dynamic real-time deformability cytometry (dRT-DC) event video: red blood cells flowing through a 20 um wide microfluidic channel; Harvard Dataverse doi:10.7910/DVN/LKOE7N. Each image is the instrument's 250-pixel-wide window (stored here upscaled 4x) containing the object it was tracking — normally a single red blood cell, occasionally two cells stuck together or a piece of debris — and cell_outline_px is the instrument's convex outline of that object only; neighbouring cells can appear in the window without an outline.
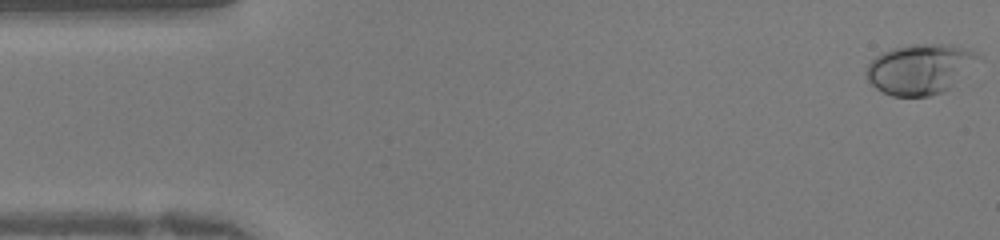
{"species": "human", "species_latin": "Homo sapiens", "temperature_condition": "warm", "stored_images_in_passage": 42, "camera_frame_rate_fps": 3000, "um_per_image_px": 0.085, "donor": {"sex": "female"}, "frame": {"image": 1, "passage_image": 1, "time_ms": 0.0, "image_size_px": [1000, 240], "cell_outline_px": [[980, 56], [944, 92], [928, 96], [892, 96], [876, 88], [868, 80], [864, 72], [868, 64], [876, 56], [892, 48], [908, 44], [948, 44], [976, 52]], "centroid_in_image_um": [78.11, 5.86], "position_along_channel_um": 6.9, "area_um2": 32.02}}
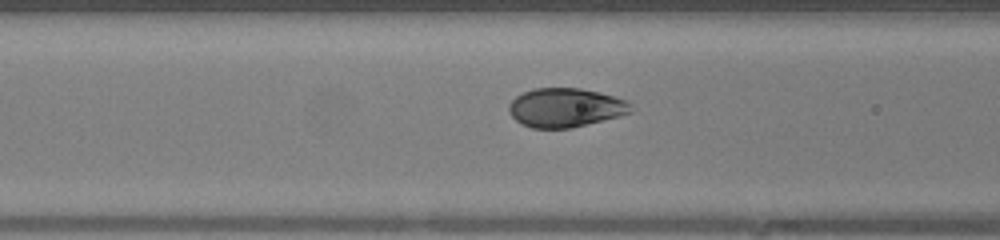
{"frame": {"image": 2, "passage_image": 16, "time_ms": 5.0, "image_size_px": [1000, 240], "cell_outline_px": [[632, 112], [620, 116], [572, 128], [532, 128], [520, 124], [508, 112], [508, 104], [516, 96], [524, 92], [536, 88], [580, 88], [600, 92], [628, 100], [632, 104]], "centroid_in_image_um": [48.08, 9.15], "position_along_channel_um": 118.5, "area_um2": 27.98}}
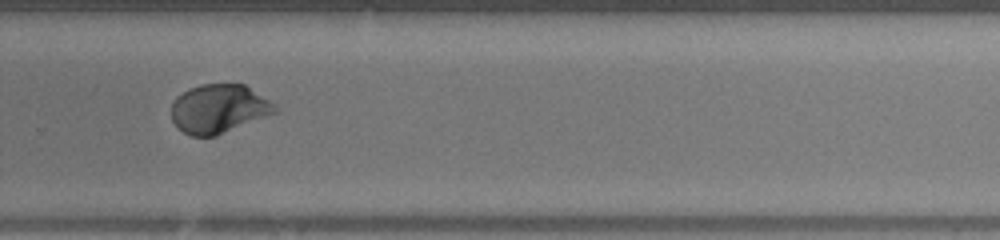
{"frame": {"image": 3, "passage_image": 28, "time_ms": 9.0, "image_size_px": [1000, 240], "cell_outline_px": [[280, 112], [216, 136], [192, 136], [184, 132], [172, 120], [172, 104], [176, 96], [188, 88], [200, 84], [244, 84], [276, 104], [280, 108]], "centroid_in_image_um": [18.65, 9.24], "position_along_channel_um": 311.2, "area_um2": 29.77}}